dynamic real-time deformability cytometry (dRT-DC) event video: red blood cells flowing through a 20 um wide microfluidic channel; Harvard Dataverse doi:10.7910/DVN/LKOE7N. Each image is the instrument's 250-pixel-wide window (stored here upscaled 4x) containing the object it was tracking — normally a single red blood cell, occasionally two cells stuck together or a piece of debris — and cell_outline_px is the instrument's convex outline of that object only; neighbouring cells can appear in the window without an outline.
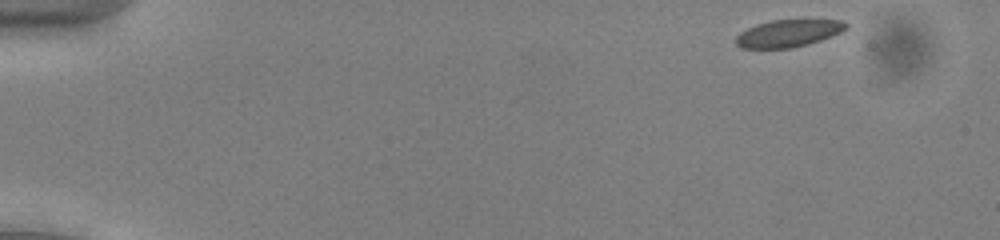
{"species": "common noctule bat (a hibernating species)", "species_latin": "Nyctalus noctula", "temperature_condition": "cold", "stored_images_in_passage": 49, "camera_frame_rate_fps": 3000, "um_per_image_px": 0.085, "animal": {"sex": "male", "body_mass_g": 13.0, "forearm_length_mm": 53.1}, "frame": {"image": 1, "passage_image": 1, "time_ms": 0.0, "image_size_px": [1000, 240], "cell_outline_px": [[848, 28], [832, 36], [808, 44], [792, 48], [740, 48], [736, 44], [736, 36], [740, 32], [756, 24], [772, 20], [844, 20], [848, 24]], "centroid_in_image_um": [67.01, 2.83], "position_along_channel_um": 18.0, "area_um2": 17.51}}
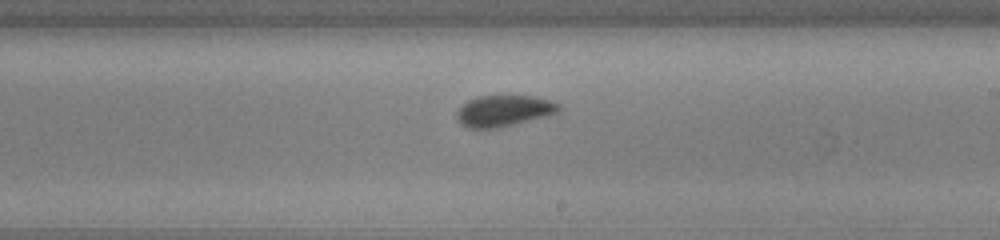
{"frame": {"image": 2, "passage_image": 28, "time_ms": 9.0, "image_size_px": [1000, 240], "cell_outline_px": [[560, 108], [556, 112], [544, 116], [496, 128], [468, 128], [460, 124], [456, 120], [456, 112], [468, 100], [476, 96], [532, 96], [552, 100], [560, 104]], "centroid_in_image_um": [42.77, 9.41], "position_along_channel_um": 246.2, "area_um2": 18.32}}
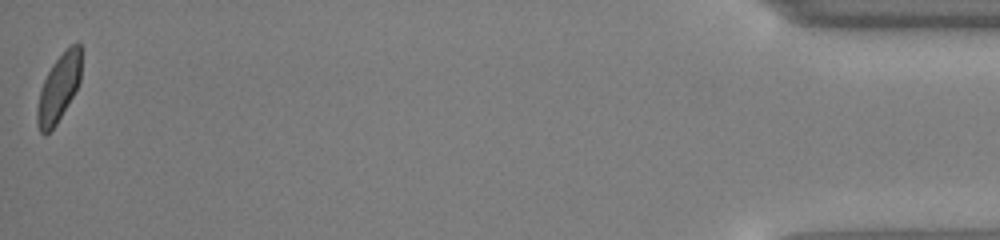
{"frame": {"image": 3, "passage_image": 49, "time_ms": 16.0, "image_size_px": [1000, 240], "cell_outline_px": [[80, 80], [72, 96], [56, 124], [44, 136], [40, 132], [36, 124], [36, 108], [40, 88], [52, 64], [76, 40], [80, 44]], "centroid_in_image_um": [4.95, 7.51], "position_along_channel_um": 430.3, "area_um2": 16.99}, "authors_computed_cell_mechanics": {"area_um2": 18.207, "velocity_mm_per_s": 3.8934, "shape_relaxation_time_tau1_ms": 3.1484, "shape_relaxation_time_tau2_ms": null, "deformation_change_tau1": 0.073, "deformation_change_tau2": null}}